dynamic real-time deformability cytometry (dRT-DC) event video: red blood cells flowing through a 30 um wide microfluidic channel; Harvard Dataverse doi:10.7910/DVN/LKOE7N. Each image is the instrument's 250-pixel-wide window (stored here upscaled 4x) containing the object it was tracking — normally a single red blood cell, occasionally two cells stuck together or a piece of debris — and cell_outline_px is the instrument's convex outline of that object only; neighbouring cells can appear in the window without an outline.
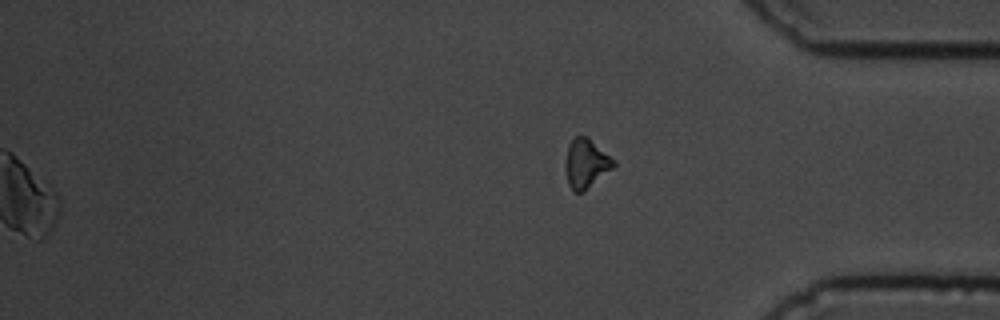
{"species": "common noctule bat (a hibernating species)", "species_latin": "Nyctalus noctula", "temperature_condition": "cold", "stored_images_in_passage": 15, "segment_of_instrument_passage": [2, 2], "camera_frame_rate_fps": 3000, "um_per_image_px": 0.085, "animal": {"sex": "male", "body_mass_g": 19.5, "forearm_length_mm": 54.6}, "frame": {"image": 1, "passage_image": 15, "time_ms": 16.333, "image_size_px": [1000, 320], "cell_outline_px": [[616, 164], [612, 168], [580, 192], [576, 192], [568, 184], [564, 168], [564, 160], [568, 144], [576, 136], [588, 136], [616, 160]], "centroid_in_image_um": [49.79, 13.83], "position_along_channel_um": 385.4, "area_um2": 13.7}}